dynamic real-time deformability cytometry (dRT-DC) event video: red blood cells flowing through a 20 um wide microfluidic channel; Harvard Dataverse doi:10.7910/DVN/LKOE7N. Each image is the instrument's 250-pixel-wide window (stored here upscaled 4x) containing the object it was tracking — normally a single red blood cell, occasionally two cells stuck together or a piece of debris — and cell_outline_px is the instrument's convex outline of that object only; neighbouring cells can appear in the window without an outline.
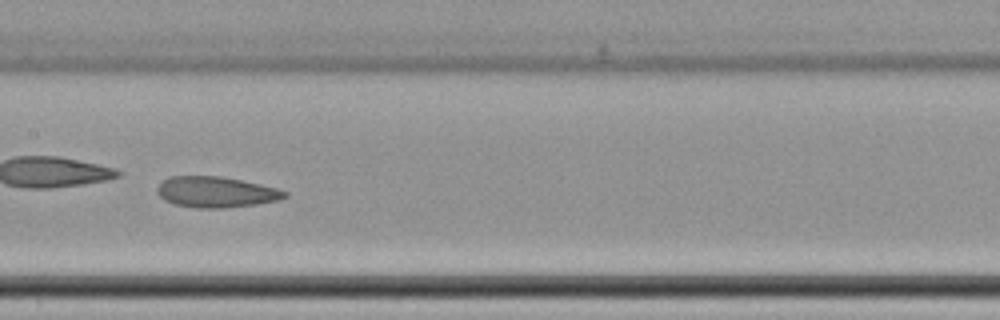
{"species": "common noctule bat (a hibernating species)", "species_latin": "Nyctalus noctula", "temperature_condition": "cold", "stored_images_in_passage": 63, "camera_frame_rate_fps": 3000, "um_per_image_px": 0.085, "animal": {"sex": "female", "body_mass_g": 22.7, "forearm_length_mm": 54.2}, "frame": {"image": 1, "passage_image": 36, "time_ms": 11.667, "image_size_px": [1000, 320], "cell_outline_px": [[288, 196], [276, 200], [256, 204], [228, 208], [196, 208], [176, 204], [164, 200], [156, 192], [156, 188], [168, 176], [220, 176], [260, 184], [276, 188], [288, 192]], "centroid_in_image_um": [18.34, 16.32], "position_along_channel_um": 189.1, "area_um2": 22.83}, "authors_computed_cell_mechanics": {"area_um2": 27.6862, "velocity_mm_per_s": 3.4583, "shape_relaxation_time_tau1_ms": 1.6341, "shape_relaxation_time_tau2_ms": 4.0365, "deformation_change_tau1": 0.1923, "deformation_change_tau2": 0.1197}}